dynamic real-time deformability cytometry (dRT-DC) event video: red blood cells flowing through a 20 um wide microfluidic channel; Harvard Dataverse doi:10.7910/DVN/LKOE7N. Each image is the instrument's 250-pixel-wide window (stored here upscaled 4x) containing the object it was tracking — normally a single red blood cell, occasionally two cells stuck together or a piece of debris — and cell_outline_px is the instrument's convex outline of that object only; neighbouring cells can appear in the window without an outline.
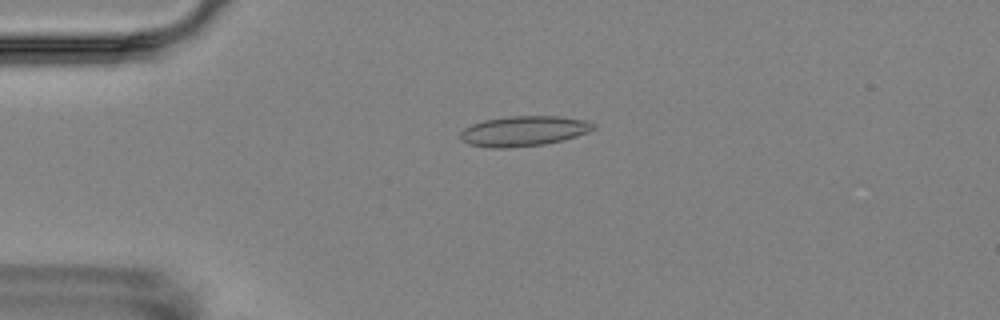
{"species": "Egyptian fruit bat (a non-hibernating species)", "species_latin": "Rousettus aegyptiacus", "temperature_condition": "room temperature", "stored_images_in_passage": 6, "camera_frame_rate_fps": 3000, "um_per_image_px": 0.085, "animal": {"sex": "female"}, "frame": {"image": 1, "passage_image": 4, "time_ms": 3.333, "image_size_px": [1000, 320], "cell_outline_px": [[596, 128], [588, 132], [564, 140], [544, 144], [508, 148], [488, 148], [468, 144], [460, 140], [460, 132], [464, 128], [472, 124], [484, 120], [508, 116], [560, 116], [584, 120], [596, 124]], "centroid_in_image_um": [44.5, 11.14], "position_along_channel_um": 40.5, "area_um2": 23.58}}
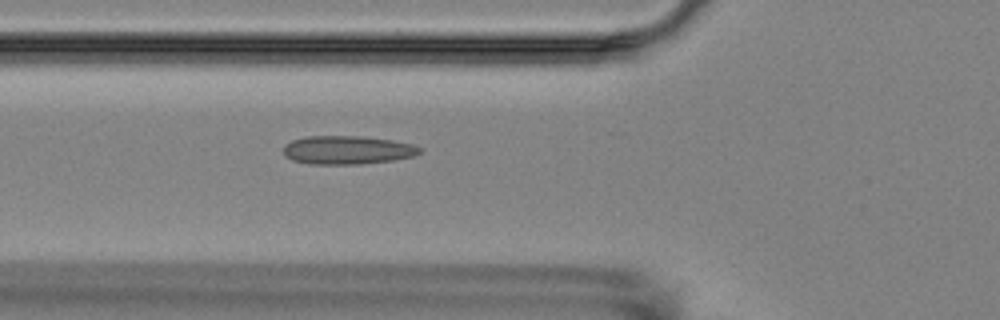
{"frame": {"image": 2, "passage_image": 6, "time_ms": 5.667, "image_size_px": [1000, 320], "cell_outline_px": [[420, 152], [412, 156], [392, 160], [360, 164], [312, 164], [292, 160], [284, 156], [284, 144], [292, 140], [308, 136], [360, 136], [392, 140], [412, 144], [420, 148]], "centroid_in_image_um": [29.48, 12.75], "position_along_channel_um": 96.3, "area_um2": 22.48}}